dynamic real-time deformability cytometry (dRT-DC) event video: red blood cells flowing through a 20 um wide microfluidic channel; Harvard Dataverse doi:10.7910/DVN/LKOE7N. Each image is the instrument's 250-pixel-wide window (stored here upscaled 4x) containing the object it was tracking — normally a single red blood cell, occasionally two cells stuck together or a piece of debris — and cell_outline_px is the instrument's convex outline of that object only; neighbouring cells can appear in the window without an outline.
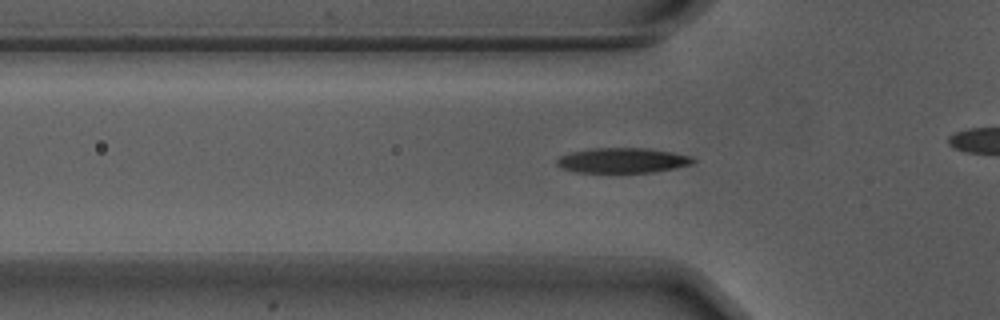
{"species": "Egyptian fruit bat (a non-hibernating species)", "species_latin": "Rousettus aegyptiacus", "temperature_condition": "warm", "stored_images_in_passage": 32, "camera_frame_rate_fps": 3000, "um_per_image_px": 0.085, "animal": {"sex": "male"}, "frame": {"image": 1, "passage_image": 6, "time_ms": 1.667, "image_size_px": [1000, 320], "cell_outline_px": [[696, 160], [692, 164], [676, 168], [652, 172], [576, 172], [560, 168], [556, 164], [556, 160], [560, 156], [572, 152], [596, 148], [648, 148], [672, 152], [692, 156]], "centroid_in_image_um": [52.93, 13.63], "position_along_channel_um": 72.9, "area_um2": 19.88}}
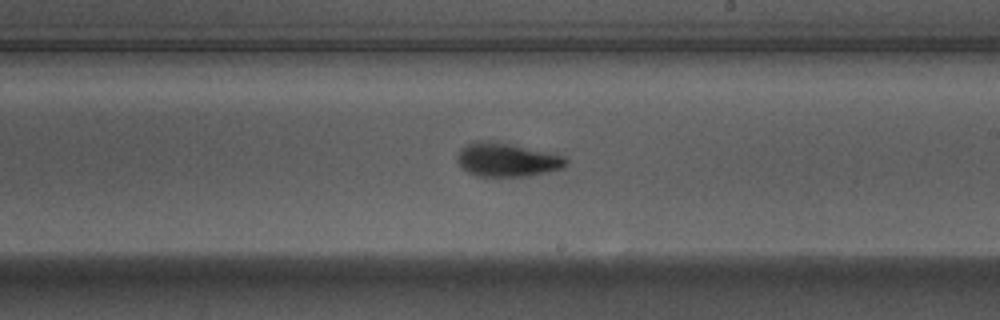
{"frame": {"image": 2, "passage_image": 20, "time_ms": 6.333, "image_size_px": [1000, 320], "cell_outline_px": [[568, 164], [564, 168], [548, 172], [528, 176], [476, 176], [460, 168], [456, 160], [456, 156], [460, 148], [476, 140], [492, 140], [564, 156], [568, 160]], "centroid_in_image_um": [43.05, 13.58], "position_along_channel_um": 245.9, "area_um2": 21.56}}
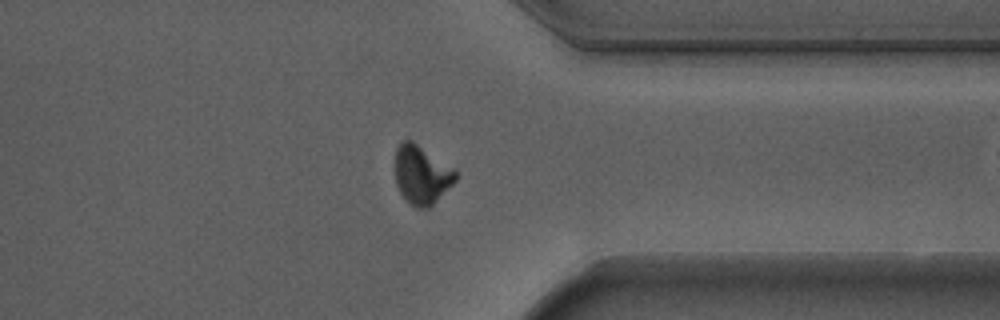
{"frame": {"image": 3, "passage_image": 31, "time_ms": 10.0, "image_size_px": [1000, 320], "cell_outline_px": [[456, 180], [428, 208], [416, 208], [400, 192], [396, 184], [396, 148], [404, 140], [412, 140], [456, 172]], "centroid_in_image_um": [35.8, 14.86], "position_along_channel_um": 375.6, "area_um2": 19.83}}